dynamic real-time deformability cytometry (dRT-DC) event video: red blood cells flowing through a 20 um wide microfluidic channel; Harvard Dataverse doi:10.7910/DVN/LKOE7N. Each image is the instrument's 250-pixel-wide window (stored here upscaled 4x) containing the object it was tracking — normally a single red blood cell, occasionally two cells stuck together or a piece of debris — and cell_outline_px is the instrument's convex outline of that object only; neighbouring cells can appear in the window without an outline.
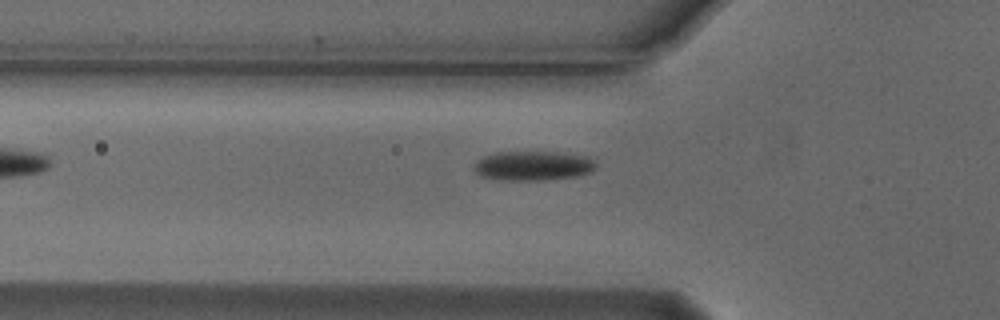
{"species": "Egyptian fruit bat (a non-hibernating species)", "species_latin": "Rousettus aegyptiacus", "temperature_condition": "cold", "stored_images_in_passage": 5, "camera_frame_rate_fps": 3000, "um_per_image_px": 0.085, "animal": {"sex": "male"}, "frame": {"image": 1, "passage_image": 5, "time_ms": 1.333, "image_size_px": [1000, 320], "cell_outline_px": [[596, 168], [592, 172], [576, 176], [540, 180], [504, 180], [480, 176], [476, 172], [476, 160], [484, 156], [496, 152], [556, 152], [588, 156], [596, 164]], "centroid_in_image_um": [45.33, 14.08], "position_along_channel_um": 80.5, "area_um2": 20.81}}